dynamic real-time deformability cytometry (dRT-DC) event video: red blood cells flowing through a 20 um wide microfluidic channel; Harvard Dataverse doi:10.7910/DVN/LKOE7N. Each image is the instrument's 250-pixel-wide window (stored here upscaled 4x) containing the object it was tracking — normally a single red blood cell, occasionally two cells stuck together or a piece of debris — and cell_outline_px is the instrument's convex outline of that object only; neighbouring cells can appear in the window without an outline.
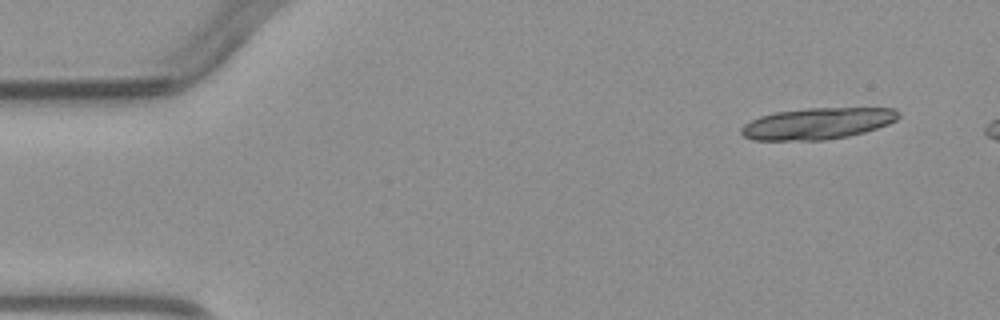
{"species": "common noctule bat (a hibernating species)", "species_latin": "Nyctalus noctula", "temperature_condition": "warm", "stored_images_in_passage": 4, "camera_frame_rate_fps": 3000, "um_per_image_px": 0.085, "animal": {"sex": "male", "body_mass_g": 23.1, "forearm_length_mm": 52.7}, "frame": {"image": 1, "passage_image": 1, "time_ms": 0.0, "image_size_px": [1000, 320], "cell_outline_px": [[900, 116], [896, 120], [888, 124], [864, 132], [848, 136], [824, 140], [752, 140], [744, 136], [740, 132], [740, 128], [744, 124], [760, 116], [776, 112], [808, 108], [896, 108], [900, 112]], "centroid_in_image_um": [69.49, 10.5], "position_along_channel_um": 15.5, "area_um2": 28.78}}